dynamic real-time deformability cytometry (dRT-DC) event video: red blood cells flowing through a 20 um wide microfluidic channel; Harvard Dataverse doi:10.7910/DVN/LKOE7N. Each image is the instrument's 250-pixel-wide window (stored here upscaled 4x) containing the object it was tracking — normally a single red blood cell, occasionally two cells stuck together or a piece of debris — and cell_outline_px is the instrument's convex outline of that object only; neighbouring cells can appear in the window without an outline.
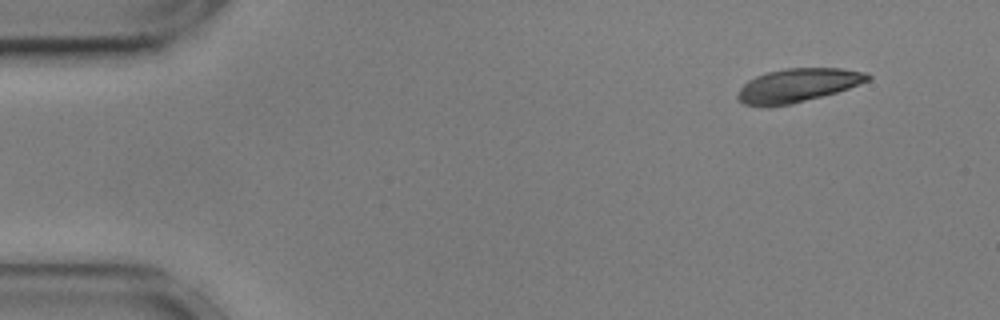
{"species": "common noctule bat (a hibernating species)", "species_latin": "Nyctalus noctula", "temperature_condition": "cold", "stored_images_in_passage": 44, "camera_frame_rate_fps": 3000, "um_per_image_px": 0.085, "animal": {"sex": "male", "body_mass_g": 17.9, "forearm_length_mm": 54.2}, "frame": {"image": 1, "passage_image": 1, "time_ms": 0.0, "image_size_px": [1000, 320], "cell_outline_px": [[872, 76], [868, 80], [848, 88], [836, 92], [792, 104], [768, 108], [764, 108], [744, 104], [736, 100], [736, 96], [740, 88], [748, 80], [756, 76], [768, 72], [788, 68], [840, 68], [868, 72]], "centroid_in_image_um": [67.75, 7.27], "position_along_channel_um": 17.3, "area_um2": 25.66}}
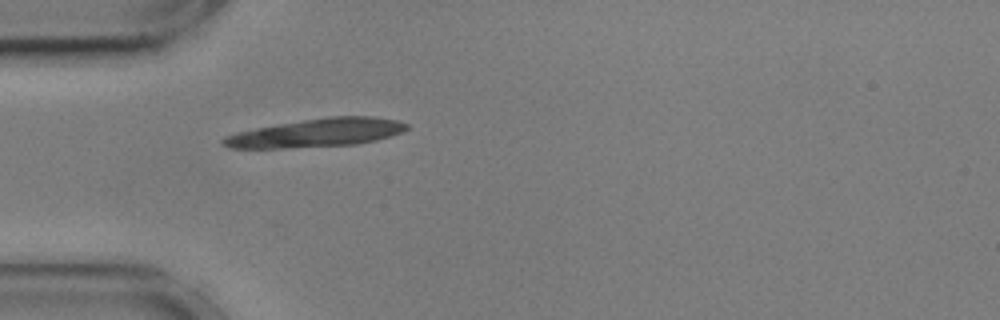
{"frame": {"image": 2, "passage_image": 12, "time_ms": 3.667, "image_size_px": [1000, 320], "cell_outline_px": [[408, 128], [404, 132], [376, 140], [356, 144], [284, 148], [228, 148], [220, 144], [220, 140], [224, 136], [236, 132], [280, 124], [304, 120], [332, 116], [372, 116], [396, 120], [408, 124]], "centroid_in_image_um": [26.9, 11.3], "position_along_channel_um": 58.1, "area_um2": 30.17}}
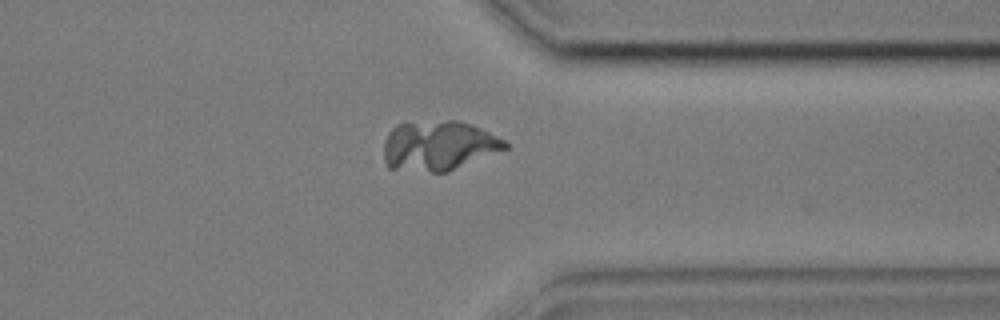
{"frame": {"image": 3, "passage_image": 39, "time_ms": 12.667, "image_size_px": [1000, 320], "cell_outline_px": [[508, 148], [448, 172], [432, 172], [388, 168], [384, 160], [384, 140], [388, 132], [396, 124], [448, 120], [460, 120], [472, 124], [504, 140], [508, 144]], "centroid_in_image_um": [37.26, 12.38], "position_along_channel_um": 374.1, "area_um2": 35.26}}